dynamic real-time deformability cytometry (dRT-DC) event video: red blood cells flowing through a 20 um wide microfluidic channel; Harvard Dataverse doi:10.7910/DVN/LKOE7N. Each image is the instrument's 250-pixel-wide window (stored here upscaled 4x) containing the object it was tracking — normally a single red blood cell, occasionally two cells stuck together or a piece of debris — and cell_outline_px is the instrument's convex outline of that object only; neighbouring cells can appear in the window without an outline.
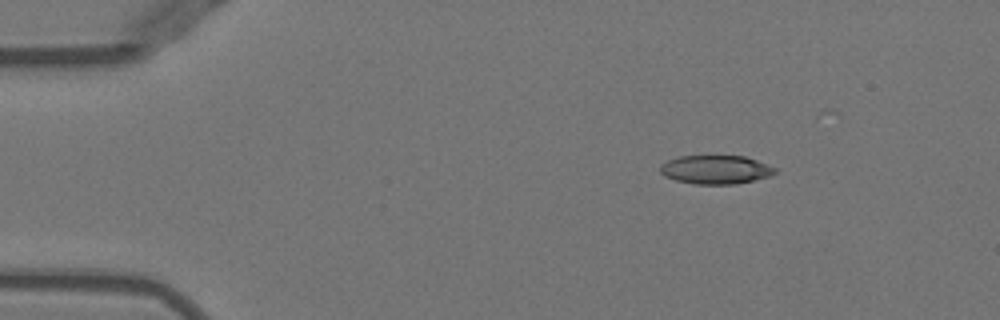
{"species": "Egyptian fruit bat (a non-hibernating species)", "species_latin": "Rousettus aegyptiacus", "temperature_condition": "warm", "stored_images_in_passage": 10, "camera_frame_rate_fps": 3000, "um_per_image_px": 0.085, "animal": {"sex": "female"}, "frame": {"image": 1, "passage_image": 1, "time_ms": 0.0, "image_size_px": [1000, 320], "cell_outline_px": [[776, 172], [768, 176], [736, 184], [692, 184], [676, 180], [664, 176], [660, 172], [660, 164], [668, 160], [680, 156], [744, 156], [756, 160], [776, 168]], "centroid_in_image_um": [60.79, 14.42], "position_along_channel_um": 24.2, "area_um2": 19.07}}
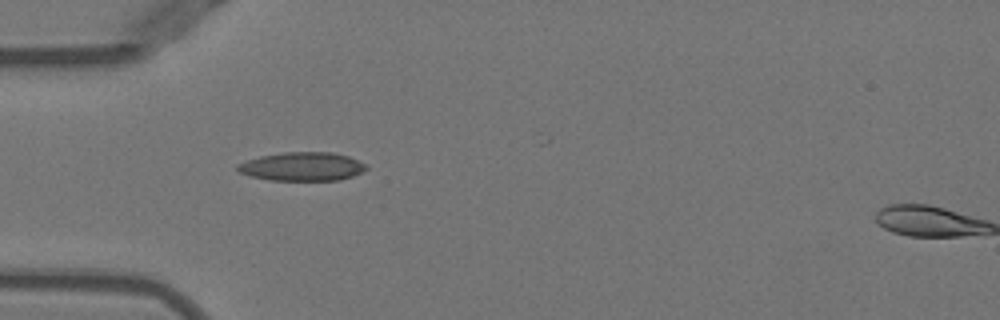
{"frame": {"image": 2, "passage_image": 9, "time_ms": 2.667, "image_size_px": [1000, 320], "cell_outline_px": [[368, 168], [352, 176], [340, 180], [272, 180], [252, 176], [240, 172], [236, 168], [236, 164], [260, 156], [284, 152], [332, 152], [348, 156], [364, 164]], "centroid_in_image_um": [25.67, 14.15], "position_along_channel_um": 59.3, "area_um2": 21.21}}